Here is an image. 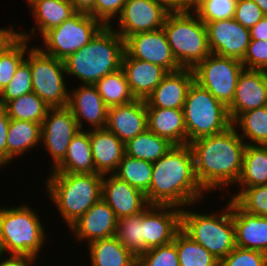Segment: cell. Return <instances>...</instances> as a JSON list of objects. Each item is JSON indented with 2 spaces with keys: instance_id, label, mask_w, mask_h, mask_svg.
<instances>
[{
  "instance_id": "cell-54",
  "label": "cell",
  "mask_w": 267,
  "mask_h": 266,
  "mask_svg": "<svg viewBox=\"0 0 267 266\" xmlns=\"http://www.w3.org/2000/svg\"><path fill=\"white\" fill-rule=\"evenodd\" d=\"M202 0H183V11L192 10Z\"/></svg>"
},
{
  "instance_id": "cell-40",
  "label": "cell",
  "mask_w": 267,
  "mask_h": 266,
  "mask_svg": "<svg viewBox=\"0 0 267 266\" xmlns=\"http://www.w3.org/2000/svg\"><path fill=\"white\" fill-rule=\"evenodd\" d=\"M27 54L26 59L20 64L9 84L2 89L0 105L5 106L9 101L33 92L30 69V49L27 51Z\"/></svg>"
},
{
  "instance_id": "cell-39",
  "label": "cell",
  "mask_w": 267,
  "mask_h": 266,
  "mask_svg": "<svg viewBox=\"0 0 267 266\" xmlns=\"http://www.w3.org/2000/svg\"><path fill=\"white\" fill-rule=\"evenodd\" d=\"M142 225V212L120 218L117 220L114 235V237L136 257L145 252Z\"/></svg>"
},
{
  "instance_id": "cell-14",
  "label": "cell",
  "mask_w": 267,
  "mask_h": 266,
  "mask_svg": "<svg viewBox=\"0 0 267 266\" xmlns=\"http://www.w3.org/2000/svg\"><path fill=\"white\" fill-rule=\"evenodd\" d=\"M182 208L172 205H149L142 211L145 252L174 241L181 229Z\"/></svg>"
},
{
  "instance_id": "cell-55",
  "label": "cell",
  "mask_w": 267,
  "mask_h": 266,
  "mask_svg": "<svg viewBox=\"0 0 267 266\" xmlns=\"http://www.w3.org/2000/svg\"><path fill=\"white\" fill-rule=\"evenodd\" d=\"M262 10L264 15H267V0H253Z\"/></svg>"
},
{
  "instance_id": "cell-49",
  "label": "cell",
  "mask_w": 267,
  "mask_h": 266,
  "mask_svg": "<svg viewBox=\"0 0 267 266\" xmlns=\"http://www.w3.org/2000/svg\"><path fill=\"white\" fill-rule=\"evenodd\" d=\"M37 259L35 256L7 254L0 260V266H33Z\"/></svg>"
},
{
  "instance_id": "cell-41",
  "label": "cell",
  "mask_w": 267,
  "mask_h": 266,
  "mask_svg": "<svg viewBox=\"0 0 267 266\" xmlns=\"http://www.w3.org/2000/svg\"><path fill=\"white\" fill-rule=\"evenodd\" d=\"M231 199L243 210L267 217V185L240 188Z\"/></svg>"
},
{
  "instance_id": "cell-28",
  "label": "cell",
  "mask_w": 267,
  "mask_h": 266,
  "mask_svg": "<svg viewBox=\"0 0 267 266\" xmlns=\"http://www.w3.org/2000/svg\"><path fill=\"white\" fill-rule=\"evenodd\" d=\"M41 143V124L10 119L7 135V165Z\"/></svg>"
},
{
  "instance_id": "cell-21",
  "label": "cell",
  "mask_w": 267,
  "mask_h": 266,
  "mask_svg": "<svg viewBox=\"0 0 267 266\" xmlns=\"http://www.w3.org/2000/svg\"><path fill=\"white\" fill-rule=\"evenodd\" d=\"M105 128L113 132L124 144L148 128L146 101L112 106L107 111Z\"/></svg>"
},
{
  "instance_id": "cell-6",
  "label": "cell",
  "mask_w": 267,
  "mask_h": 266,
  "mask_svg": "<svg viewBox=\"0 0 267 266\" xmlns=\"http://www.w3.org/2000/svg\"><path fill=\"white\" fill-rule=\"evenodd\" d=\"M25 204L0 208V237L6 254L39 258L47 233L37 211Z\"/></svg>"
},
{
  "instance_id": "cell-31",
  "label": "cell",
  "mask_w": 267,
  "mask_h": 266,
  "mask_svg": "<svg viewBox=\"0 0 267 266\" xmlns=\"http://www.w3.org/2000/svg\"><path fill=\"white\" fill-rule=\"evenodd\" d=\"M237 184L241 188L267 185V145H246Z\"/></svg>"
},
{
  "instance_id": "cell-25",
  "label": "cell",
  "mask_w": 267,
  "mask_h": 266,
  "mask_svg": "<svg viewBox=\"0 0 267 266\" xmlns=\"http://www.w3.org/2000/svg\"><path fill=\"white\" fill-rule=\"evenodd\" d=\"M95 171L113 174L125 155V144L113 133L103 129H89Z\"/></svg>"
},
{
  "instance_id": "cell-7",
  "label": "cell",
  "mask_w": 267,
  "mask_h": 266,
  "mask_svg": "<svg viewBox=\"0 0 267 266\" xmlns=\"http://www.w3.org/2000/svg\"><path fill=\"white\" fill-rule=\"evenodd\" d=\"M162 28L182 68L193 69L211 54L206 25L192 10L169 12Z\"/></svg>"
},
{
  "instance_id": "cell-17",
  "label": "cell",
  "mask_w": 267,
  "mask_h": 266,
  "mask_svg": "<svg viewBox=\"0 0 267 266\" xmlns=\"http://www.w3.org/2000/svg\"><path fill=\"white\" fill-rule=\"evenodd\" d=\"M264 106H267V71L244 68L234 98L227 107L231 121L241 113Z\"/></svg>"
},
{
  "instance_id": "cell-5",
  "label": "cell",
  "mask_w": 267,
  "mask_h": 266,
  "mask_svg": "<svg viewBox=\"0 0 267 266\" xmlns=\"http://www.w3.org/2000/svg\"><path fill=\"white\" fill-rule=\"evenodd\" d=\"M225 205L219 214L214 211L198 213L189 210L187 206L181 211V229L218 261L236 247L232 199Z\"/></svg>"
},
{
  "instance_id": "cell-13",
  "label": "cell",
  "mask_w": 267,
  "mask_h": 266,
  "mask_svg": "<svg viewBox=\"0 0 267 266\" xmlns=\"http://www.w3.org/2000/svg\"><path fill=\"white\" fill-rule=\"evenodd\" d=\"M169 12L154 0H127L116 20L118 29L110 26L125 40L138 33L162 28Z\"/></svg>"
},
{
  "instance_id": "cell-29",
  "label": "cell",
  "mask_w": 267,
  "mask_h": 266,
  "mask_svg": "<svg viewBox=\"0 0 267 266\" xmlns=\"http://www.w3.org/2000/svg\"><path fill=\"white\" fill-rule=\"evenodd\" d=\"M87 246L90 266H137V257L114 236L92 241Z\"/></svg>"
},
{
  "instance_id": "cell-45",
  "label": "cell",
  "mask_w": 267,
  "mask_h": 266,
  "mask_svg": "<svg viewBox=\"0 0 267 266\" xmlns=\"http://www.w3.org/2000/svg\"><path fill=\"white\" fill-rule=\"evenodd\" d=\"M241 62L246 69L267 71V41L250 40Z\"/></svg>"
},
{
  "instance_id": "cell-12",
  "label": "cell",
  "mask_w": 267,
  "mask_h": 266,
  "mask_svg": "<svg viewBox=\"0 0 267 266\" xmlns=\"http://www.w3.org/2000/svg\"><path fill=\"white\" fill-rule=\"evenodd\" d=\"M80 131L71 110L66 107L49 108L41 124V146L52 158L54 169L65 157L72 138Z\"/></svg>"
},
{
  "instance_id": "cell-8",
  "label": "cell",
  "mask_w": 267,
  "mask_h": 266,
  "mask_svg": "<svg viewBox=\"0 0 267 266\" xmlns=\"http://www.w3.org/2000/svg\"><path fill=\"white\" fill-rule=\"evenodd\" d=\"M183 115L187 144L202 137L219 134L232 126L228 108L195 81L187 91Z\"/></svg>"
},
{
  "instance_id": "cell-33",
  "label": "cell",
  "mask_w": 267,
  "mask_h": 266,
  "mask_svg": "<svg viewBox=\"0 0 267 266\" xmlns=\"http://www.w3.org/2000/svg\"><path fill=\"white\" fill-rule=\"evenodd\" d=\"M232 126L246 145H267V106L241 113Z\"/></svg>"
},
{
  "instance_id": "cell-11",
  "label": "cell",
  "mask_w": 267,
  "mask_h": 266,
  "mask_svg": "<svg viewBox=\"0 0 267 266\" xmlns=\"http://www.w3.org/2000/svg\"><path fill=\"white\" fill-rule=\"evenodd\" d=\"M243 69L240 60L211 53L193 68L194 81L228 107Z\"/></svg>"
},
{
  "instance_id": "cell-46",
  "label": "cell",
  "mask_w": 267,
  "mask_h": 266,
  "mask_svg": "<svg viewBox=\"0 0 267 266\" xmlns=\"http://www.w3.org/2000/svg\"><path fill=\"white\" fill-rule=\"evenodd\" d=\"M265 15L253 0H237L234 19L243 27L250 29Z\"/></svg>"
},
{
  "instance_id": "cell-43",
  "label": "cell",
  "mask_w": 267,
  "mask_h": 266,
  "mask_svg": "<svg viewBox=\"0 0 267 266\" xmlns=\"http://www.w3.org/2000/svg\"><path fill=\"white\" fill-rule=\"evenodd\" d=\"M137 266H179L176 243L147 250L137 257Z\"/></svg>"
},
{
  "instance_id": "cell-53",
  "label": "cell",
  "mask_w": 267,
  "mask_h": 266,
  "mask_svg": "<svg viewBox=\"0 0 267 266\" xmlns=\"http://www.w3.org/2000/svg\"><path fill=\"white\" fill-rule=\"evenodd\" d=\"M162 4L168 11H183V0H154Z\"/></svg>"
},
{
  "instance_id": "cell-38",
  "label": "cell",
  "mask_w": 267,
  "mask_h": 266,
  "mask_svg": "<svg viewBox=\"0 0 267 266\" xmlns=\"http://www.w3.org/2000/svg\"><path fill=\"white\" fill-rule=\"evenodd\" d=\"M8 117L42 124L49 107L34 92H30L5 105Z\"/></svg>"
},
{
  "instance_id": "cell-47",
  "label": "cell",
  "mask_w": 267,
  "mask_h": 266,
  "mask_svg": "<svg viewBox=\"0 0 267 266\" xmlns=\"http://www.w3.org/2000/svg\"><path fill=\"white\" fill-rule=\"evenodd\" d=\"M127 0H96L93 7V18L104 26H110L112 19L118 17Z\"/></svg>"
},
{
  "instance_id": "cell-44",
  "label": "cell",
  "mask_w": 267,
  "mask_h": 266,
  "mask_svg": "<svg viewBox=\"0 0 267 266\" xmlns=\"http://www.w3.org/2000/svg\"><path fill=\"white\" fill-rule=\"evenodd\" d=\"M221 266H267V254L257 250L235 247L220 261Z\"/></svg>"
},
{
  "instance_id": "cell-9",
  "label": "cell",
  "mask_w": 267,
  "mask_h": 266,
  "mask_svg": "<svg viewBox=\"0 0 267 266\" xmlns=\"http://www.w3.org/2000/svg\"><path fill=\"white\" fill-rule=\"evenodd\" d=\"M104 25L90 14L76 12L59 26L45 32L40 38L42 52L64 61L88 44Z\"/></svg>"
},
{
  "instance_id": "cell-37",
  "label": "cell",
  "mask_w": 267,
  "mask_h": 266,
  "mask_svg": "<svg viewBox=\"0 0 267 266\" xmlns=\"http://www.w3.org/2000/svg\"><path fill=\"white\" fill-rule=\"evenodd\" d=\"M152 173L153 162L124 155L113 174L146 194L150 188Z\"/></svg>"
},
{
  "instance_id": "cell-35",
  "label": "cell",
  "mask_w": 267,
  "mask_h": 266,
  "mask_svg": "<svg viewBox=\"0 0 267 266\" xmlns=\"http://www.w3.org/2000/svg\"><path fill=\"white\" fill-rule=\"evenodd\" d=\"M94 86L108 108L125 105L135 100L122 68L99 79Z\"/></svg>"
},
{
  "instance_id": "cell-20",
  "label": "cell",
  "mask_w": 267,
  "mask_h": 266,
  "mask_svg": "<svg viewBox=\"0 0 267 266\" xmlns=\"http://www.w3.org/2000/svg\"><path fill=\"white\" fill-rule=\"evenodd\" d=\"M117 217L114 211L101 198L84 215L79 217L68 229L74 233L78 242L110 238L115 235Z\"/></svg>"
},
{
  "instance_id": "cell-3",
  "label": "cell",
  "mask_w": 267,
  "mask_h": 266,
  "mask_svg": "<svg viewBox=\"0 0 267 266\" xmlns=\"http://www.w3.org/2000/svg\"><path fill=\"white\" fill-rule=\"evenodd\" d=\"M123 54L124 39L111 26H103L88 44L63 61L66 77L94 85L122 67Z\"/></svg>"
},
{
  "instance_id": "cell-56",
  "label": "cell",
  "mask_w": 267,
  "mask_h": 266,
  "mask_svg": "<svg viewBox=\"0 0 267 266\" xmlns=\"http://www.w3.org/2000/svg\"><path fill=\"white\" fill-rule=\"evenodd\" d=\"M6 254L4 245H3V241L2 238L0 237V260L2 259V257H4Z\"/></svg>"
},
{
  "instance_id": "cell-57",
  "label": "cell",
  "mask_w": 267,
  "mask_h": 266,
  "mask_svg": "<svg viewBox=\"0 0 267 266\" xmlns=\"http://www.w3.org/2000/svg\"><path fill=\"white\" fill-rule=\"evenodd\" d=\"M36 1H38V0H26V2L28 3L29 7L32 6Z\"/></svg>"
},
{
  "instance_id": "cell-24",
  "label": "cell",
  "mask_w": 267,
  "mask_h": 266,
  "mask_svg": "<svg viewBox=\"0 0 267 266\" xmlns=\"http://www.w3.org/2000/svg\"><path fill=\"white\" fill-rule=\"evenodd\" d=\"M135 99L146 100L169 73L160 65L130 57L125 51L122 67Z\"/></svg>"
},
{
  "instance_id": "cell-51",
  "label": "cell",
  "mask_w": 267,
  "mask_h": 266,
  "mask_svg": "<svg viewBox=\"0 0 267 266\" xmlns=\"http://www.w3.org/2000/svg\"><path fill=\"white\" fill-rule=\"evenodd\" d=\"M251 40L267 41V15L249 29Z\"/></svg>"
},
{
  "instance_id": "cell-34",
  "label": "cell",
  "mask_w": 267,
  "mask_h": 266,
  "mask_svg": "<svg viewBox=\"0 0 267 266\" xmlns=\"http://www.w3.org/2000/svg\"><path fill=\"white\" fill-rule=\"evenodd\" d=\"M35 28L27 33L19 32V37L0 54V94L17 71L20 64L26 59L27 51L31 48L29 41L36 35ZM33 36V37H31ZM29 47V48H28Z\"/></svg>"
},
{
  "instance_id": "cell-10",
  "label": "cell",
  "mask_w": 267,
  "mask_h": 266,
  "mask_svg": "<svg viewBox=\"0 0 267 266\" xmlns=\"http://www.w3.org/2000/svg\"><path fill=\"white\" fill-rule=\"evenodd\" d=\"M30 69L33 92L49 108L66 107L69 100L64 62L42 52L34 45L30 48Z\"/></svg>"
},
{
  "instance_id": "cell-18",
  "label": "cell",
  "mask_w": 267,
  "mask_h": 266,
  "mask_svg": "<svg viewBox=\"0 0 267 266\" xmlns=\"http://www.w3.org/2000/svg\"><path fill=\"white\" fill-rule=\"evenodd\" d=\"M101 198L117 219L138 214L150 205L144 193L114 174L103 175Z\"/></svg>"
},
{
  "instance_id": "cell-32",
  "label": "cell",
  "mask_w": 267,
  "mask_h": 266,
  "mask_svg": "<svg viewBox=\"0 0 267 266\" xmlns=\"http://www.w3.org/2000/svg\"><path fill=\"white\" fill-rule=\"evenodd\" d=\"M174 147L167 139L162 138L148 128L125 143V155L155 162Z\"/></svg>"
},
{
  "instance_id": "cell-27",
  "label": "cell",
  "mask_w": 267,
  "mask_h": 266,
  "mask_svg": "<svg viewBox=\"0 0 267 266\" xmlns=\"http://www.w3.org/2000/svg\"><path fill=\"white\" fill-rule=\"evenodd\" d=\"M51 173H97L89 138V129L80 130L71 140L64 159Z\"/></svg>"
},
{
  "instance_id": "cell-22",
  "label": "cell",
  "mask_w": 267,
  "mask_h": 266,
  "mask_svg": "<svg viewBox=\"0 0 267 266\" xmlns=\"http://www.w3.org/2000/svg\"><path fill=\"white\" fill-rule=\"evenodd\" d=\"M193 81L194 72L191 68L169 72L145 100L146 108L183 109Z\"/></svg>"
},
{
  "instance_id": "cell-48",
  "label": "cell",
  "mask_w": 267,
  "mask_h": 266,
  "mask_svg": "<svg viewBox=\"0 0 267 266\" xmlns=\"http://www.w3.org/2000/svg\"><path fill=\"white\" fill-rule=\"evenodd\" d=\"M10 118L4 105H0V168L7 166V135ZM3 166V167H2Z\"/></svg>"
},
{
  "instance_id": "cell-36",
  "label": "cell",
  "mask_w": 267,
  "mask_h": 266,
  "mask_svg": "<svg viewBox=\"0 0 267 266\" xmlns=\"http://www.w3.org/2000/svg\"><path fill=\"white\" fill-rule=\"evenodd\" d=\"M179 266H218V261L203 246L180 229L175 237Z\"/></svg>"
},
{
  "instance_id": "cell-42",
  "label": "cell",
  "mask_w": 267,
  "mask_h": 266,
  "mask_svg": "<svg viewBox=\"0 0 267 266\" xmlns=\"http://www.w3.org/2000/svg\"><path fill=\"white\" fill-rule=\"evenodd\" d=\"M237 0H202L192 11L204 23L234 18Z\"/></svg>"
},
{
  "instance_id": "cell-2",
  "label": "cell",
  "mask_w": 267,
  "mask_h": 266,
  "mask_svg": "<svg viewBox=\"0 0 267 266\" xmlns=\"http://www.w3.org/2000/svg\"><path fill=\"white\" fill-rule=\"evenodd\" d=\"M204 194L195 175L193 153L188 144L174 146L153 162L151 184L145 194L150 205L185 208L203 202Z\"/></svg>"
},
{
  "instance_id": "cell-19",
  "label": "cell",
  "mask_w": 267,
  "mask_h": 266,
  "mask_svg": "<svg viewBox=\"0 0 267 266\" xmlns=\"http://www.w3.org/2000/svg\"><path fill=\"white\" fill-rule=\"evenodd\" d=\"M67 107L73 113L80 130H87V127L84 129V121L89 124L90 130L105 128L108 107L94 85L80 84L69 92Z\"/></svg>"
},
{
  "instance_id": "cell-1",
  "label": "cell",
  "mask_w": 267,
  "mask_h": 266,
  "mask_svg": "<svg viewBox=\"0 0 267 266\" xmlns=\"http://www.w3.org/2000/svg\"><path fill=\"white\" fill-rule=\"evenodd\" d=\"M188 145L193 153L197 181L207 194L218 188H230V185L237 183L242 171L246 143L233 126Z\"/></svg>"
},
{
  "instance_id": "cell-15",
  "label": "cell",
  "mask_w": 267,
  "mask_h": 266,
  "mask_svg": "<svg viewBox=\"0 0 267 266\" xmlns=\"http://www.w3.org/2000/svg\"><path fill=\"white\" fill-rule=\"evenodd\" d=\"M124 51L132 58L160 65L168 72L182 69L172 53L163 28L127 37L124 40Z\"/></svg>"
},
{
  "instance_id": "cell-50",
  "label": "cell",
  "mask_w": 267,
  "mask_h": 266,
  "mask_svg": "<svg viewBox=\"0 0 267 266\" xmlns=\"http://www.w3.org/2000/svg\"><path fill=\"white\" fill-rule=\"evenodd\" d=\"M14 29L13 24L9 28L0 27V54L19 37V30Z\"/></svg>"
},
{
  "instance_id": "cell-16",
  "label": "cell",
  "mask_w": 267,
  "mask_h": 266,
  "mask_svg": "<svg viewBox=\"0 0 267 266\" xmlns=\"http://www.w3.org/2000/svg\"><path fill=\"white\" fill-rule=\"evenodd\" d=\"M210 52L243 60L250 43V31L234 18L206 23Z\"/></svg>"
},
{
  "instance_id": "cell-23",
  "label": "cell",
  "mask_w": 267,
  "mask_h": 266,
  "mask_svg": "<svg viewBox=\"0 0 267 266\" xmlns=\"http://www.w3.org/2000/svg\"><path fill=\"white\" fill-rule=\"evenodd\" d=\"M232 219L236 246L267 254V217L243 210L232 199Z\"/></svg>"
},
{
  "instance_id": "cell-52",
  "label": "cell",
  "mask_w": 267,
  "mask_h": 266,
  "mask_svg": "<svg viewBox=\"0 0 267 266\" xmlns=\"http://www.w3.org/2000/svg\"><path fill=\"white\" fill-rule=\"evenodd\" d=\"M76 12H84L93 17V7L96 0H68Z\"/></svg>"
},
{
  "instance_id": "cell-30",
  "label": "cell",
  "mask_w": 267,
  "mask_h": 266,
  "mask_svg": "<svg viewBox=\"0 0 267 266\" xmlns=\"http://www.w3.org/2000/svg\"><path fill=\"white\" fill-rule=\"evenodd\" d=\"M29 8L41 36L76 13L68 0H38Z\"/></svg>"
},
{
  "instance_id": "cell-4",
  "label": "cell",
  "mask_w": 267,
  "mask_h": 266,
  "mask_svg": "<svg viewBox=\"0 0 267 266\" xmlns=\"http://www.w3.org/2000/svg\"><path fill=\"white\" fill-rule=\"evenodd\" d=\"M99 173H50L45 192L68 227L84 215L102 196Z\"/></svg>"
},
{
  "instance_id": "cell-26",
  "label": "cell",
  "mask_w": 267,
  "mask_h": 266,
  "mask_svg": "<svg viewBox=\"0 0 267 266\" xmlns=\"http://www.w3.org/2000/svg\"><path fill=\"white\" fill-rule=\"evenodd\" d=\"M148 129L174 146L187 145L183 109L147 108Z\"/></svg>"
}]
</instances>
